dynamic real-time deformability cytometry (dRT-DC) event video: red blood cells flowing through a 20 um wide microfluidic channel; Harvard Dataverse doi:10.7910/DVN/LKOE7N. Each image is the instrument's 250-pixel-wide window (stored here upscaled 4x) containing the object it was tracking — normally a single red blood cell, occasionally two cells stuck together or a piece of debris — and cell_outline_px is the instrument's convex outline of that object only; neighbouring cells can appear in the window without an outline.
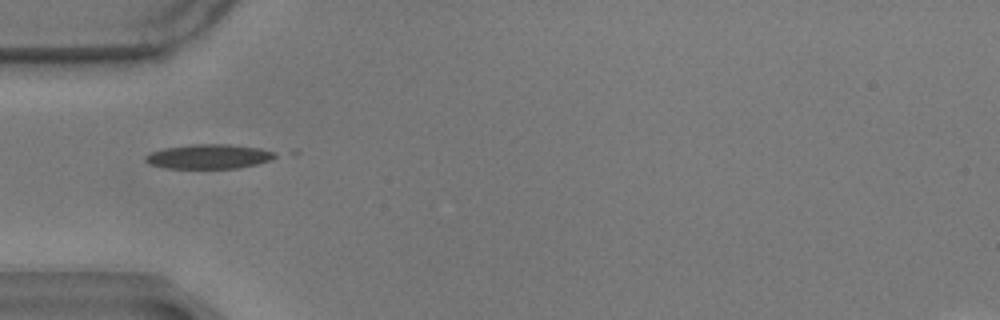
{"species": "common noctule bat (a hibernating species)", "species_latin": "Nyctalus noctula", "temperature_condition": "warm", "stored_images_in_passage": 12, "camera_frame_rate_fps": 3000, "um_per_image_px": 0.085, "animal": {"sex": "male", "body_mass_g": 17.9}, "frame": {"image": 1, "passage_image": 1, "time_ms": 0.0, "image_size_px": [1000, 320], "cell_outline_px": [[276, 156], [272, 160], [256, 164], [236, 168], [168, 168], [148, 164], [144, 160], [144, 156], [152, 152], [164, 148], [192, 144], [228, 144], [260, 148], [276, 152]], "centroid_in_image_um": [17.75, 13.3], "position_along_channel_um": 67.2, "area_um2": 18.5}}
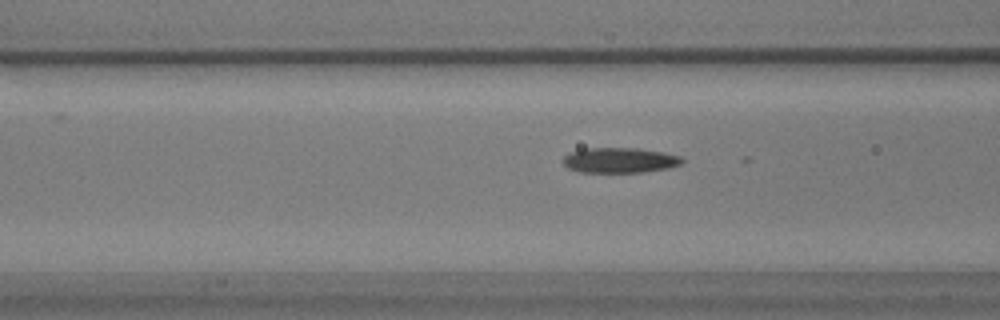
{"frame": {"image": 2, "passage_image": 5, "time_ms": 1.333, "image_size_px": [1000, 320], "cell_outline_px": [[684, 160], [680, 164], [668, 168], [640, 172], [580, 172], [568, 168], [564, 164], [564, 156], [572, 152], [584, 148], [640, 148], [664, 152], [680, 156]], "centroid_in_image_um": [52.69, 13.61], "position_along_channel_um": 113.9, "area_um2": 17.4}}
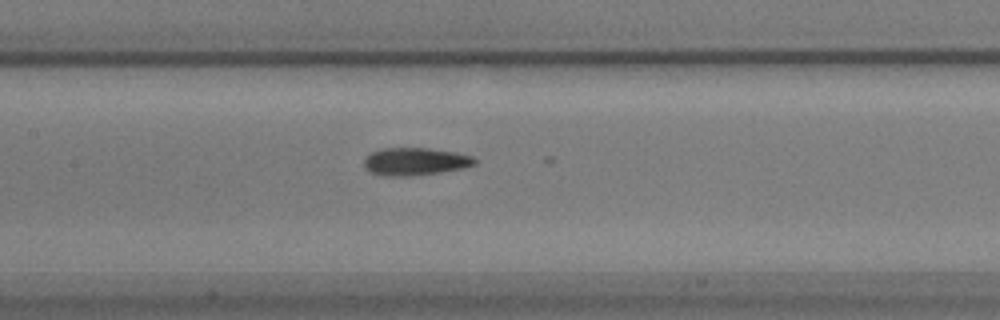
{"frame": {"image": 3, "passage_image": 10, "time_ms": 3.0, "image_size_px": [1000, 320], "cell_outline_px": [[476, 164], [460, 168], [440, 172], [412, 176], [380, 176], [364, 168], [364, 156], [380, 148], [428, 148], [456, 152], [472, 156], [476, 160]], "centroid_in_image_um": [35.23, 13.72], "position_along_channel_um": 172.2, "area_um2": 17.92}}